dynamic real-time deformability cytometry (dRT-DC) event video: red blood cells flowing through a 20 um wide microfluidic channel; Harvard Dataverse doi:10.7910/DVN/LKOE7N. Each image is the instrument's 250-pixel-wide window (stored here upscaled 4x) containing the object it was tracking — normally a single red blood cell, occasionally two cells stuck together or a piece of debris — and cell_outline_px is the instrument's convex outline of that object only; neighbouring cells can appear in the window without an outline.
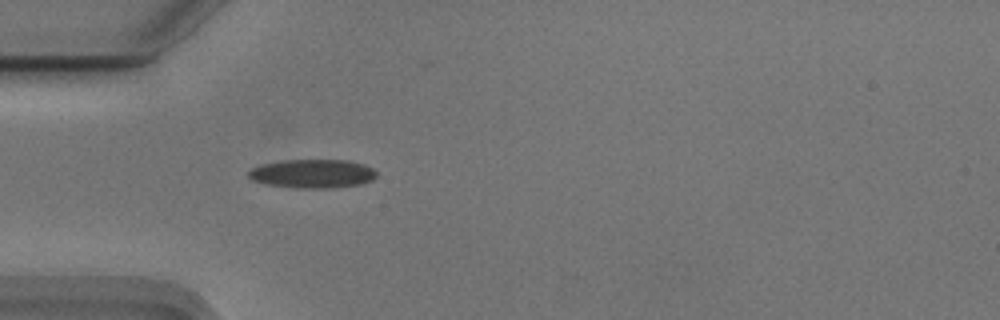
{"species": "Egyptian fruit bat (a non-hibernating species)", "species_latin": "Rousettus aegyptiacus", "temperature_condition": "cold", "stored_images_in_passage": 40, "camera_frame_rate_fps": 3000, "um_per_image_px": 0.085, "animal": {"sex": "male"}, "frame": {"image": 1, "passage_image": 1, "time_ms": 0.0, "image_size_px": [1000, 320], "cell_outline_px": [[376, 176], [372, 180], [360, 184], [332, 188], [296, 188], [264, 184], [252, 180], [248, 176], [248, 172], [252, 168], [260, 164], [284, 160], [344, 160], [364, 164], [372, 168], [376, 172]], "centroid_in_image_um": [26.53, 14.76], "position_along_channel_um": 58.5, "area_um2": 21.5}}
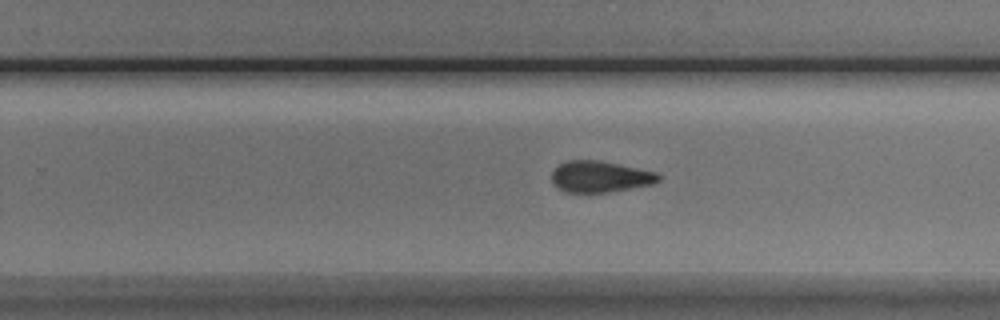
{"frame": {"image": 2, "passage_image": 19, "time_ms": 6.0, "image_size_px": [1000, 320], "cell_outline_px": [[660, 180], [652, 184], [608, 192], [564, 192], [556, 188], [552, 184], [552, 172], [560, 164], [568, 160], [596, 160], [656, 172], [660, 176]], "centroid_in_image_um": [50.96, 15.03], "position_along_channel_um": 278.8, "area_um2": 19.25}}
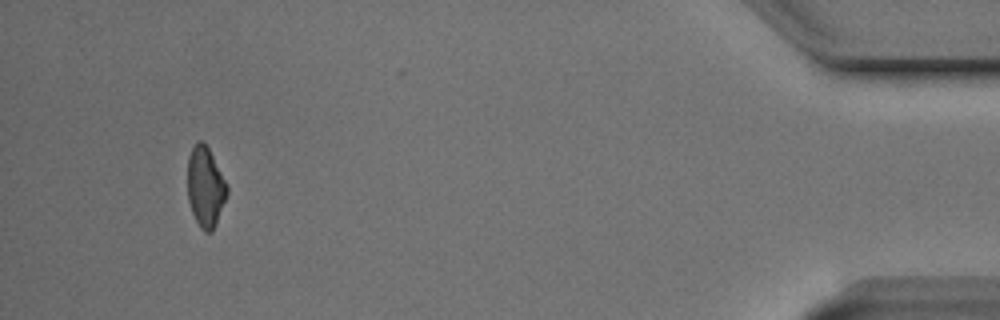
{"frame": {"image": 3, "passage_image": 36, "time_ms": 11.667, "image_size_px": [1000, 320], "cell_outline_px": [[228, 192], [216, 224], [212, 232], [204, 232], [200, 228], [192, 212], [188, 200], [188, 156], [196, 140], [200, 140], [208, 148], [228, 188]], "centroid_in_image_um": [17.44, 15.91], "position_along_channel_um": 417.8, "area_um2": 18.15}, "authors_computed_cell_mechanics": {"area_um2": 20.0277, "velocity_mm_per_s": 3.7462, "shape_relaxation_time_tau1_ms": 5.5501, "shape_relaxation_time_tau2_ms": 3.3313, "deformation_change_tau1": 0.1357, "deformation_change_tau2": 0.1132}}